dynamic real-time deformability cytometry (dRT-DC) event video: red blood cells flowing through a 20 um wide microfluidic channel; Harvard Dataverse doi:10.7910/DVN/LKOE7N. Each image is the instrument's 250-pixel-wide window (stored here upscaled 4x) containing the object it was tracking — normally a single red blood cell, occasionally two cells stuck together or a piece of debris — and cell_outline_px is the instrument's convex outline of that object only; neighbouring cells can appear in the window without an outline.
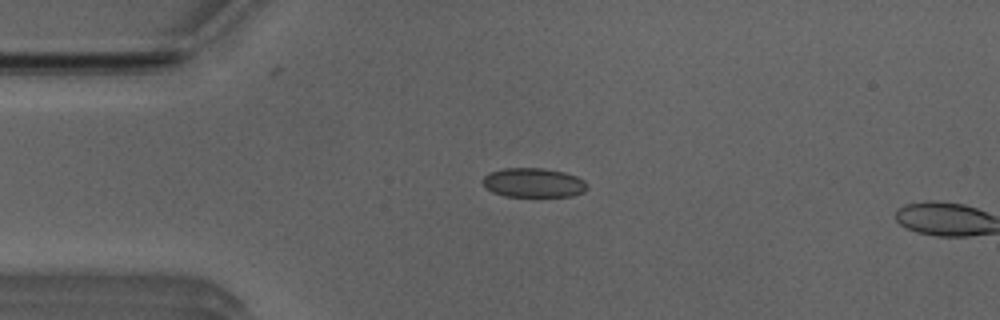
{"species": "Egyptian fruit bat (a non-hibernating species)", "species_latin": "Rousettus aegyptiacus", "temperature_condition": "room temperature", "stored_images_in_passage": 4, "camera_frame_rate_fps": 3000, "um_per_image_px": 0.085, "animal": {"sex": "male"}, "frame": {"image": 1, "passage_image": 3, "time_ms": 0.667, "image_size_px": [1000, 320], "cell_outline_px": [[588, 188], [584, 192], [572, 196], [504, 196], [492, 192], [484, 184], [484, 176], [488, 172], [504, 168], [544, 168], [564, 172], [576, 176], [584, 180], [588, 184]], "centroid_in_image_um": [45.38, 15.52], "position_along_channel_um": 39.6, "area_um2": 17.86}}